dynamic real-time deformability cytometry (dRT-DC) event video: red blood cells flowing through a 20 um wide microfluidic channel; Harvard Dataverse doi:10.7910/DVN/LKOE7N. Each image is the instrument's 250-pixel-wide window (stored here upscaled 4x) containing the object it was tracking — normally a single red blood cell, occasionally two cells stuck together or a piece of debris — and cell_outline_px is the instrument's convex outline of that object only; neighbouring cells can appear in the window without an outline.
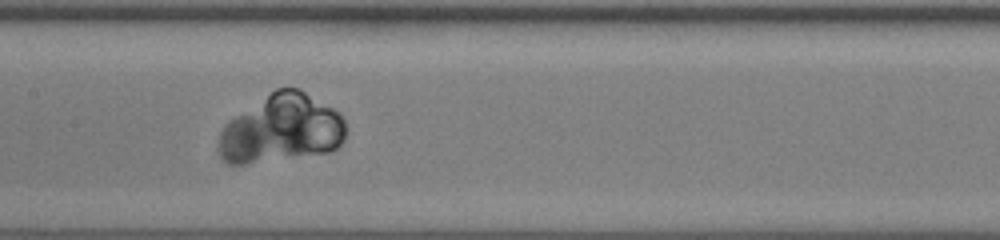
{"species": "human", "species_latin": "Homo sapiens", "temperature_condition": "room temperature", "stored_images_in_passage": 41, "camera_frame_rate_fps": 3000, "um_per_image_px": 0.085, "donor": {"sex": "female"}, "frame": {"image": 1, "passage_image": 18, "time_ms": 5.667, "image_size_px": [1000, 240], "cell_outline_px": [[344, 140], [336, 148], [328, 152], [244, 164], [228, 164], [220, 156], [220, 132], [236, 116], [276, 88], [296, 88], [304, 92], [340, 112], [344, 120]], "centroid_in_image_um": [23.95, 10.95], "position_along_channel_um": 183.5, "area_um2": 49.48}}